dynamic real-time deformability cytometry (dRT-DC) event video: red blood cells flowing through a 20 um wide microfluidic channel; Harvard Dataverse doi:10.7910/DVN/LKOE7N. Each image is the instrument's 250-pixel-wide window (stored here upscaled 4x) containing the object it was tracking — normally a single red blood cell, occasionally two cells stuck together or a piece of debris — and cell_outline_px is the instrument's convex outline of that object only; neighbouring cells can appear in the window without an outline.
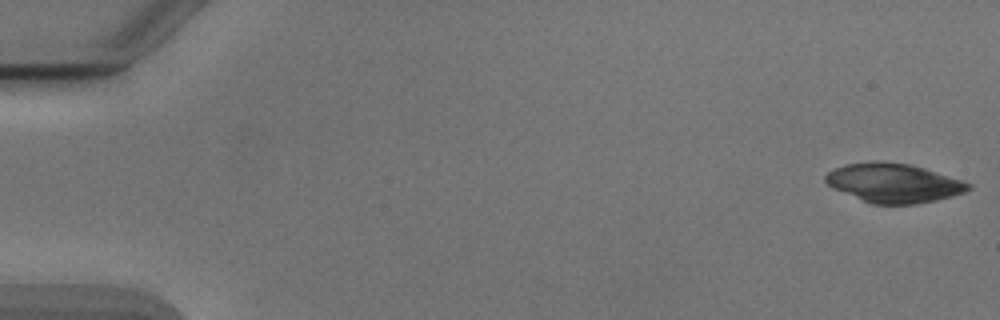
{"species": "Egyptian fruit bat (a non-hibernating species)", "species_latin": "Rousettus aegyptiacus", "temperature_condition": "cold", "stored_images_in_passage": 5, "camera_frame_rate_fps": 3000, "um_per_image_px": 0.085, "animal": {"sex": "male"}, "frame": {"image": 1, "passage_image": 1, "time_ms": 0.0, "image_size_px": [1000, 320], "cell_outline_px": [[972, 188], [964, 192], [952, 196], [936, 200], [916, 204], [872, 204], [832, 188], [824, 180], [824, 176], [828, 172], [844, 164], [872, 160], [880, 160], [908, 164], [924, 168], [972, 184]], "centroid_in_image_um": [75.93, 15.54], "position_along_channel_um": 9.1, "area_um2": 32.54}}